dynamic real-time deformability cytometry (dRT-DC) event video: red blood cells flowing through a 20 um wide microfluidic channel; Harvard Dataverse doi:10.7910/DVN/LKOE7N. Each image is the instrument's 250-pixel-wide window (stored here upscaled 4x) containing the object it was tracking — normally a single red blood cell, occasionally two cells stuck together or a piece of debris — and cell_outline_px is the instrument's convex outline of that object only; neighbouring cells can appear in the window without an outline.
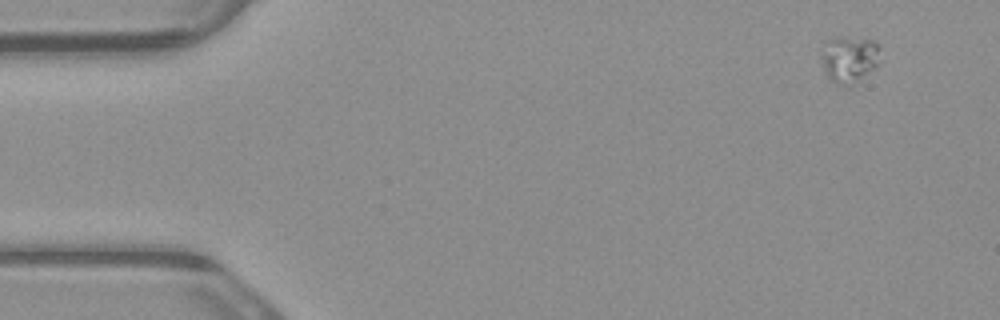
{"species": "common noctule bat (a hibernating species)", "species_latin": "Nyctalus noctula", "temperature_condition": "warm", "stored_images_in_passage": 5, "camera_frame_rate_fps": 3000, "um_per_image_px": 0.085, "animal": {"sex": "male", "body_mass_g": 23.1, "forearm_length_mm": 52.7}, "frame": {"image": 1, "passage_image": 1, "time_ms": 0.0, "image_size_px": [1000, 320], "cell_outline_px": [[880, 64], [848, 88], [844, 88], [828, 80], [824, 64], [824, 56], [828, 40], [836, 36], [844, 36], [872, 40], [880, 48]], "centroid_in_image_um": [72.25, 5.06], "position_along_channel_um": 12.7, "area_um2": 16.01}}
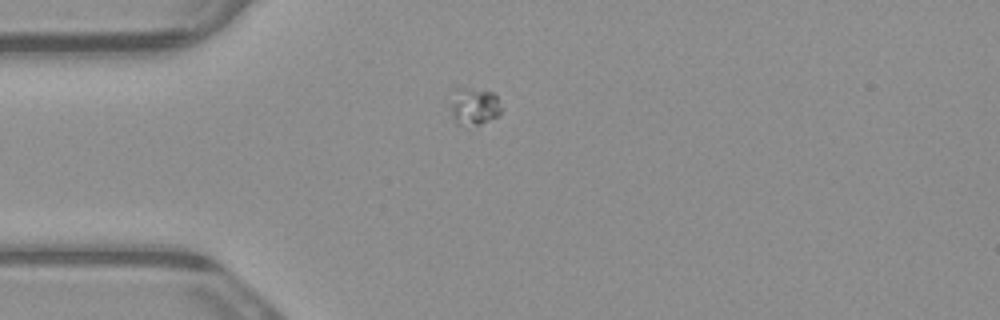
{"frame": {"image": 2, "passage_image": 4, "time_ms": 1.0, "image_size_px": [1000, 320], "cell_outline_px": [[500, 112], [496, 116], [480, 124], [460, 124], [456, 120], [452, 112], [452, 88], [468, 88], [492, 92], [496, 96], [500, 108]], "centroid_in_image_um": [40.28, 8.99], "position_along_channel_um": 44.7, "area_um2": 10.52}}